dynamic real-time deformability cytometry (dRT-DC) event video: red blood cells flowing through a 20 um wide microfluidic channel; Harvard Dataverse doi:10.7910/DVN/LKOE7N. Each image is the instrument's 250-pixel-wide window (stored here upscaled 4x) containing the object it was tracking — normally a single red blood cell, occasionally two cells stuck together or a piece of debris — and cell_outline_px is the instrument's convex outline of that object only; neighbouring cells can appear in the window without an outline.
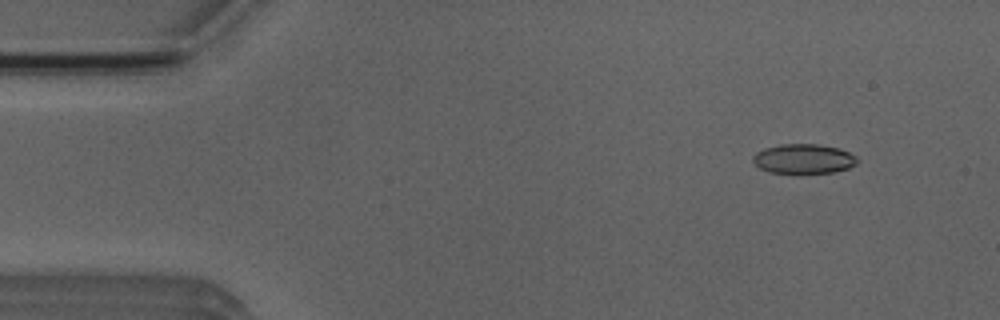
{"species": "Egyptian fruit bat (a non-hibernating species)", "species_latin": "Rousettus aegyptiacus", "temperature_condition": "room temperature", "stored_images_in_passage": 5, "camera_frame_rate_fps": 3000, "um_per_image_px": 0.085, "animal": {"sex": "male"}, "frame": {"image": 1, "passage_image": 2, "time_ms": 1.333, "image_size_px": [1000, 320], "cell_outline_px": [[860, 160], [856, 164], [848, 168], [832, 172], [800, 176], [796, 176], [768, 172], [760, 168], [752, 160], [752, 156], [756, 152], [764, 148], [780, 144], [816, 144], [840, 148], [856, 156]], "centroid_in_image_um": [68.29, 13.54], "position_along_channel_um": 16.7, "area_um2": 18.84}}
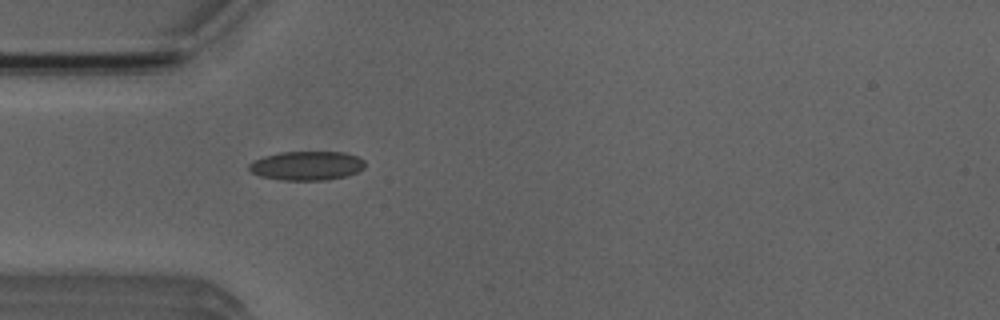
{"frame": {"image": 2, "passage_image": 5, "time_ms": 4.667, "image_size_px": [1000, 320], "cell_outline_px": [[364, 168], [348, 176], [324, 180], [280, 180], [260, 176], [252, 172], [248, 168], [248, 164], [264, 156], [280, 152], [344, 152], [356, 156], [364, 160]], "centroid_in_image_um": [26.07, 14.09], "position_along_channel_um": 58.9, "area_um2": 19.59}}